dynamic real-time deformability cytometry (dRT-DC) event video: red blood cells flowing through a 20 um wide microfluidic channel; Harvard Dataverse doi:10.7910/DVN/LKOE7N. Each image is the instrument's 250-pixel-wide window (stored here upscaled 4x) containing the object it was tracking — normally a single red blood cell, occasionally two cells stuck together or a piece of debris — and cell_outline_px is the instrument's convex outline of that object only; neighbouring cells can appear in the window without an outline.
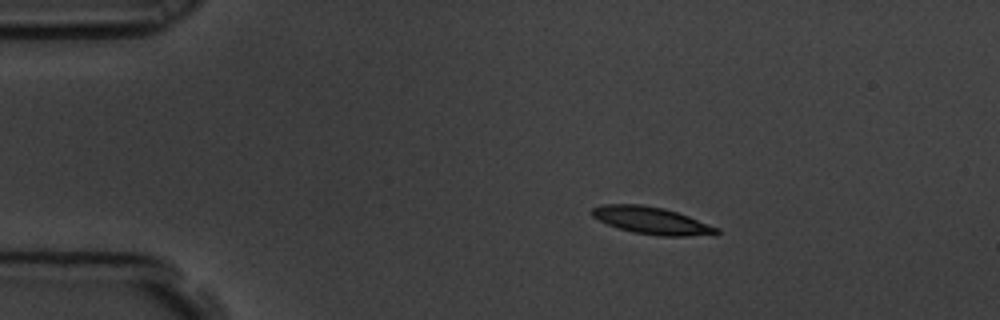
{"species": "common noctule bat (a hibernating species)", "species_latin": "Nyctalus noctula", "temperature_condition": "room temperature", "stored_images_in_passage": 5, "camera_frame_rate_fps": 3000, "um_per_image_px": 0.085, "animal": {"sex": "male", "body_mass_g": 19.5, "forearm_length_mm": 54.6}, "frame": {"image": 1, "passage_image": 3, "time_ms": 0.667, "image_size_px": [1000, 320], "cell_outline_px": [[720, 232], [716, 236], [660, 236], [632, 232], [608, 224], [592, 216], [588, 212], [592, 208], [604, 204], [640, 204], [664, 208], [688, 216], [720, 228]], "centroid_in_image_um": [55.44, 18.76], "position_along_channel_um": 29.6, "area_um2": 19.94}}